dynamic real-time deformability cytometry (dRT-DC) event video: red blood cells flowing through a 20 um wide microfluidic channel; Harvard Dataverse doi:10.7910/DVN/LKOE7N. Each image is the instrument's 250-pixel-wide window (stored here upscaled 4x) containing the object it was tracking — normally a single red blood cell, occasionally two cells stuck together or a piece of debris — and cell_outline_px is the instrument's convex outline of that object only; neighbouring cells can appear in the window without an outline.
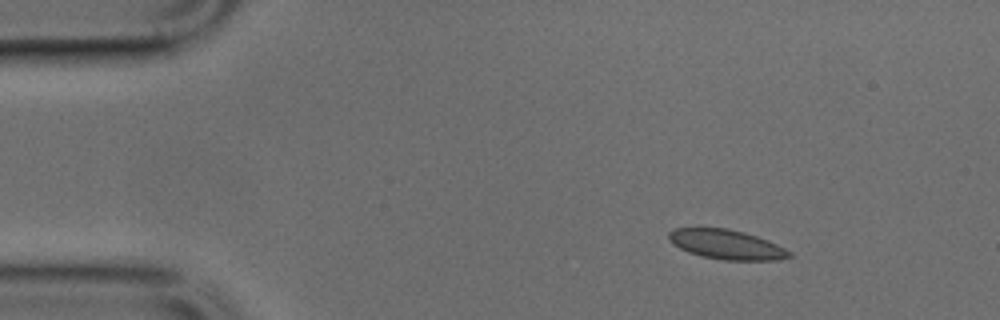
{"species": "common noctule bat (a hibernating species)", "species_latin": "Nyctalus noctula", "temperature_condition": "cold", "stored_images_in_passage": 44, "camera_frame_rate_fps": 3000, "um_per_image_px": 0.085, "animal": {"sex": "male", "body_mass_g": 17.9, "forearm_length_mm": 54.2}, "frame": {"image": 1, "passage_image": 1, "time_ms": 0.0, "image_size_px": [1000, 320], "cell_outline_px": [[792, 256], [776, 260], [724, 260], [700, 256], [688, 252], [672, 244], [668, 236], [668, 232], [672, 228], [728, 228], [744, 232], [768, 240], [792, 252]], "centroid_in_image_um": [61.73, 20.78], "position_along_channel_um": 23.3, "area_um2": 20.81}}
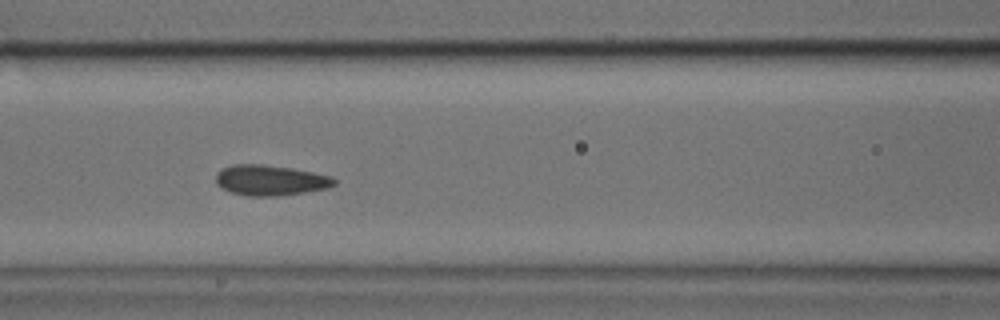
{"frame": {"image": 2, "passage_image": 15, "time_ms": 4.667, "image_size_px": [1000, 320], "cell_outline_px": [[336, 184], [328, 188], [280, 196], [248, 196], [232, 192], [220, 188], [216, 184], [216, 172], [232, 164], [260, 164], [292, 168], [332, 176], [336, 180]], "centroid_in_image_um": [22.97, 15.32], "position_along_channel_um": 143.6, "area_um2": 21.1}}
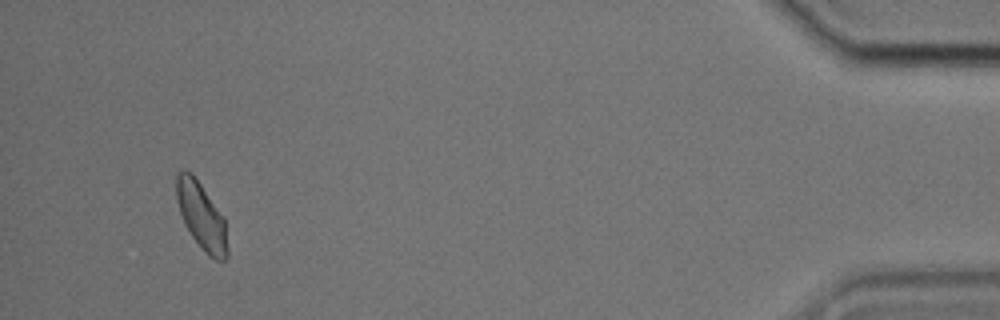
{"frame": {"image": 3, "passage_image": 41, "time_ms": 13.333, "image_size_px": [1000, 320], "cell_outline_px": [[228, 256], [224, 260], [216, 260], [208, 256], [192, 236], [184, 224], [176, 200], [176, 176], [184, 168], [200, 184], [224, 216], [228, 248]], "centroid_in_image_um": [17.13, 18.4], "position_along_channel_um": 418.1, "area_um2": 19.71}}